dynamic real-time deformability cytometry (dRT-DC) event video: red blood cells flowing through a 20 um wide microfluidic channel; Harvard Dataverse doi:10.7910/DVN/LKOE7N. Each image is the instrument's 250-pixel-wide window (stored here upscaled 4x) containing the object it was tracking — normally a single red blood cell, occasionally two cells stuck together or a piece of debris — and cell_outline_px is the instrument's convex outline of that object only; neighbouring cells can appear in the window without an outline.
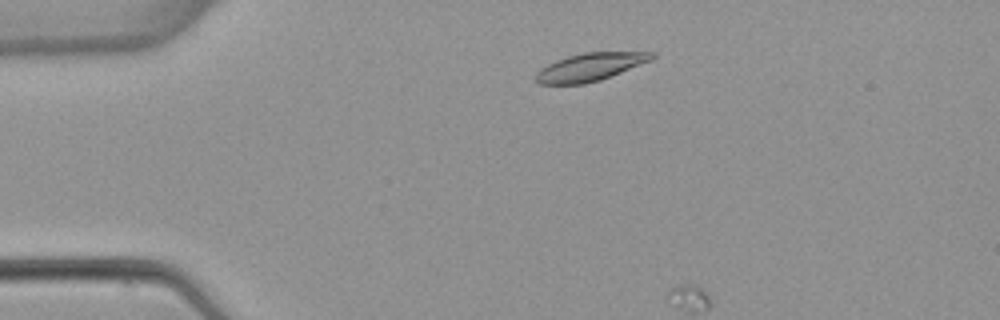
{"species": "common noctule bat (a hibernating species)", "species_latin": "Nyctalus noctula", "temperature_condition": "warm", "stored_images_in_passage": 2, "camera_frame_rate_fps": 3000, "um_per_image_px": 0.085, "animal": {"sex": "female", "body_mass_g": 22.7, "forearm_length_mm": 54.2}, "frame": {"image": 1, "passage_image": 1, "time_ms": 0.0, "image_size_px": [1000, 320], "cell_outline_px": [[656, 56], [652, 60], [600, 80], [584, 84], [540, 84], [536, 80], [536, 72], [540, 68], [556, 60], [568, 56], [584, 52], [656, 52]], "centroid_in_image_um": [50.17, 5.69], "position_along_channel_um": 34.8, "area_um2": 18.79}}